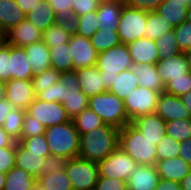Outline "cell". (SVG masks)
<instances>
[{"label": "cell", "instance_id": "21", "mask_svg": "<svg viewBox=\"0 0 191 190\" xmlns=\"http://www.w3.org/2000/svg\"><path fill=\"white\" fill-rule=\"evenodd\" d=\"M50 155V153H30L19 142H16L15 167L25 170L37 179L42 171L45 158Z\"/></svg>", "mask_w": 191, "mask_h": 190}, {"label": "cell", "instance_id": "8", "mask_svg": "<svg viewBox=\"0 0 191 190\" xmlns=\"http://www.w3.org/2000/svg\"><path fill=\"white\" fill-rule=\"evenodd\" d=\"M99 177L115 178L127 181L130 174L137 167L134 161L126 152L118 147L104 160L97 162Z\"/></svg>", "mask_w": 191, "mask_h": 190}, {"label": "cell", "instance_id": "35", "mask_svg": "<svg viewBox=\"0 0 191 190\" xmlns=\"http://www.w3.org/2000/svg\"><path fill=\"white\" fill-rule=\"evenodd\" d=\"M36 181L46 190H73L72 182L65 169L55 171L44 177H38Z\"/></svg>", "mask_w": 191, "mask_h": 190}, {"label": "cell", "instance_id": "7", "mask_svg": "<svg viewBox=\"0 0 191 190\" xmlns=\"http://www.w3.org/2000/svg\"><path fill=\"white\" fill-rule=\"evenodd\" d=\"M147 18V11L133 9L124 5L117 30L121 43L127 44L146 37Z\"/></svg>", "mask_w": 191, "mask_h": 190}, {"label": "cell", "instance_id": "63", "mask_svg": "<svg viewBox=\"0 0 191 190\" xmlns=\"http://www.w3.org/2000/svg\"><path fill=\"white\" fill-rule=\"evenodd\" d=\"M183 104L187 107V109L189 110V113L191 115V91L180 96Z\"/></svg>", "mask_w": 191, "mask_h": 190}, {"label": "cell", "instance_id": "1", "mask_svg": "<svg viewBox=\"0 0 191 190\" xmlns=\"http://www.w3.org/2000/svg\"><path fill=\"white\" fill-rule=\"evenodd\" d=\"M120 129L103 124L80 134L79 156L82 159L99 162L119 147Z\"/></svg>", "mask_w": 191, "mask_h": 190}, {"label": "cell", "instance_id": "14", "mask_svg": "<svg viewBox=\"0 0 191 190\" xmlns=\"http://www.w3.org/2000/svg\"><path fill=\"white\" fill-rule=\"evenodd\" d=\"M156 113L166 122L176 119H190L191 115L180 97L163 91L160 93Z\"/></svg>", "mask_w": 191, "mask_h": 190}, {"label": "cell", "instance_id": "38", "mask_svg": "<svg viewBox=\"0 0 191 190\" xmlns=\"http://www.w3.org/2000/svg\"><path fill=\"white\" fill-rule=\"evenodd\" d=\"M26 110L14 108L6 117L2 127L17 142L22 134Z\"/></svg>", "mask_w": 191, "mask_h": 190}, {"label": "cell", "instance_id": "57", "mask_svg": "<svg viewBox=\"0 0 191 190\" xmlns=\"http://www.w3.org/2000/svg\"><path fill=\"white\" fill-rule=\"evenodd\" d=\"M181 149L179 150V156L188 164L191 165V138H188L181 142Z\"/></svg>", "mask_w": 191, "mask_h": 190}, {"label": "cell", "instance_id": "44", "mask_svg": "<svg viewBox=\"0 0 191 190\" xmlns=\"http://www.w3.org/2000/svg\"><path fill=\"white\" fill-rule=\"evenodd\" d=\"M88 101L89 98L81 91L80 96L66 97L62 105L72 119L88 108Z\"/></svg>", "mask_w": 191, "mask_h": 190}, {"label": "cell", "instance_id": "17", "mask_svg": "<svg viewBox=\"0 0 191 190\" xmlns=\"http://www.w3.org/2000/svg\"><path fill=\"white\" fill-rule=\"evenodd\" d=\"M148 140L155 142V145L166 135V121L156 112L139 116L131 121Z\"/></svg>", "mask_w": 191, "mask_h": 190}, {"label": "cell", "instance_id": "26", "mask_svg": "<svg viewBox=\"0 0 191 190\" xmlns=\"http://www.w3.org/2000/svg\"><path fill=\"white\" fill-rule=\"evenodd\" d=\"M34 75L51 68L49 47L41 40L24 47Z\"/></svg>", "mask_w": 191, "mask_h": 190}, {"label": "cell", "instance_id": "43", "mask_svg": "<svg viewBox=\"0 0 191 190\" xmlns=\"http://www.w3.org/2000/svg\"><path fill=\"white\" fill-rule=\"evenodd\" d=\"M97 19L96 11L79 16L77 34L90 39L98 30Z\"/></svg>", "mask_w": 191, "mask_h": 190}, {"label": "cell", "instance_id": "51", "mask_svg": "<svg viewBox=\"0 0 191 190\" xmlns=\"http://www.w3.org/2000/svg\"><path fill=\"white\" fill-rule=\"evenodd\" d=\"M68 159L63 156L50 155L43 162L42 171L38 177L53 174L55 171L65 169Z\"/></svg>", "mask_w": 191, "mask_h": 190}, {"label": "cell", "instance_id": "65", "mask_svg": "<svg viewBox=\"0 0 191 190\" xmlns=\"http://www.w3.org/2000/svg\"><path fill=\"white\" fill-rule=\"evenodd\" d=\"M6 180V173L0 171V190L4 189Z\"/></svg>", "mask_w": 191, "mask_h": 190}, {"label": "cell", "instance_id": "40", "mask_svg": "<svg viewBox=\"0 0 191 190\" xmlns=\"http://www.w3.org/2000/svg\"><path fill=\"white\" fill-rule=\"evenodd\" d=\"M180 146L181 142L176 141L168 135H164L156 145L157 161L178 157L179 150L181 149Z\"/></svg>", "mask_w": 191, "mask_h": 190}, {"label": "cell", "instance_id": "32", "mask_svg": "<svg viewBox=\"0 0 191 190\" xmlns=\"http://www.w3.org/2000/svg\"><path fill=\"white\" fill-rule=\"evenodd\" d=\"M138 87V79L132 69H129L119 73V76L114 80V84L109 91L124 100L133 89Z\"/></svg>", "mask_w": 191, "mask_h": 190}, {"label": "cell", "instance_id": "39", "mask_svg": "<svg viewBox=\"0 0 191 190\" xmlns=\"http://www.w3.org/2000/svg\"><path fill=\"white\" fill-rule=\"evenodd\" d=\"M165 127L166 135L172 137L176 141L183 142L191 138V118L167 121Z\"/></svg>", "mask_w": 191, "mask_h": 190}, {"label": "cell", "instance_id": "25", "mask_svg": "<svg viewBox=\"0 0 191 190\" xmlns=\"http://www.w3.org/2000/svg\"><path fill=\"white\" fill-rule=\"evenodd\" d=\"M10 80H31L34 71L23 47L11 46Z\"/></svg>", "mask_w": 191, "mask_h": 190}, {"label": "cell", "instance_id": "13", "mask_svg": "<svg viewBox=\"0 0 191 190\" xmlns=\"http://www.w3.org/2000/svg\"><path fill=\"white\" fill-rule=\"evenodd\" d=\"M69 47L73 56V70L96 65L98 52L90 39L78 34L71 35Z\"/></svg>", "mask_w": 191, "mask_h": 190}, {"label": "cell", "instance_id": "28", "mask_svg": "<svg viewBox=\"0 0 191 190\" xmlns=\"http://www.w3.org/2000/svg\"><path fill=\"white\" fill-rule=\"evenodd\" d=\"M56 15L54 10L45 0L33 8L27 15L26 20L31 22L41 32L47 30L51 25L55 24Z\"/></svg>", "mask_w": 191, "mask_h": 190}, {"label": "cell", "instance_id": "50", "mask_svg": "<svg viewBox=\"0 0 191 190\" xmlns=\"http://www.w3.org/2000/svg\"><path fill=\"white\" fill-rule=\"evenodd\" d=\"M174 32L181 52L191 49V23L183 22L181 25L174 27Z\"/></svg>", "mask_w": 191, "mask_h": 190}, {"label": "cell", "instance_id": "59", "mask_svg": "<svg viewBox=\"0 0 191 190\" xmlns=\"http://www.w3.org/2000/svg\"><path fill=\"white\" fill-rule=\"evenodd\" d=\"M43 0H16L18 7L27 15L33 8L40 5Z\"/></svg>", "mask_w": 191, "mask_h": 190}, {"label": "cell", "instance_id": "4", "mask_svg": "<svg viewBox=\"0 0 191 190\" xmlns=\"http://www.w3.org/2000/svg\"><path fill=\"white\" fill-rule=\"evenodd\" d=\"M133 63L126 44L121 43L98 53L95 67L101 71L104 85L109 91L119 73L131 69Z\"/></svg>", "mask_w": 191, "mask_h": 190}, {"label": "cell", "instance_id": "49", "mask_svg": "<svg viewBox=\"0 0 191 190\" xmlns=\"http://www.w3.org/2000/svg\"><path fill=\"white\" fill-rule=\"evenodd\" d=\"M10 56L11 45L4 40L0 43V80L4 82L10 80Z\"/></svg>", "mask_w": 191, "mask_h": 190}, {"label": "cell", "instance_id": "27", "mask_svg": "<svg viewBox=\"0 0 191 190\" xmlns=\"http://www.w3.org/2000/svg\"><path fill=\"white\" fill-rule=\"evenodd\" d=\"M26 19L16 0H0V32L4 35Z\"/></svg>", "mask_w": 191, "mask_h": 190}, {"label": "cell", "instance_id": "31", "mask_svg": "<svg viewBox=\"0 0 191 190\" xmlns=\"http://www.w3.org/2000/svg\"><path fill=\"white\" fill-rule=\"evenodd\" d=\"M51 66L60 73L73 71V56L69 43L49 47Z\"/></svg>", "mask_w": 191, "mask_h": 190}, {"label": "cell", "instance_id": "66", "mask_svg": "<svg viewBox=\"0 0 191 190\" xmlns=\"http://www.w3.org/2000/svg\"><path fill=\"white\" fill-rule=\"evenodd\" d=\"M186 55L187 63L191 72V49L184 52Z\"/></svg>", "mask_w": 191, "mask_h": 190}, {"label": "cell", "instance_id": "5", "mask_svg": "<svg viewBox=\"0 0 191 190\" xmlns=\"http://www.w3.org/2000/svg\"><path fill=\"white\" fill-rule=\"evenodd\" d=\"M88 108L94 111L104 124L118 129L131 123L125 111L124 100L110 91L90 97Z\"/></svg>", "mask_w": 191, "mask_h": 190}, {"label": "cell", "instance_id": "16", "mask_svg": "<svg viewBox=\"0 0 191 190\" xmlns=\"http://www.w3.org/2000/svg\"><path fill=\"white\" fill-rule=\"evenodd\" d=\"M133 64H157L158 46L155 40L142 37L126 44Z\"/></svg>", "mask_w": 191, "mask_h": 190}, {"label": "cell", "instance_id": "60", "mask_svg": "<svg viewBox=\"0 0 191 190\" xmlns=\"http://www.w3.org/2000/svg\"><path fill=\"white\" fill-rule=\"evenodd\" d=\"M13 109L14 107L6 99L0 101V126L3 125L6 117Z\"/></svg>", "mask_w": 191, "mask_h": 190}, {"label": "cell", "instance_id": "58", "mask_svg": "<svg viewBox=\"0 0 191 190\" xmlns=\"http://www.w3.org/2000/svg\"><path fill=\"white\" fill-rule=\"evenodd\" d=\"M155 190H181V183L160 178Z\"/></svg>", "mask_w": 191, "mask_h": 190}, {"label": "cell", "instance_id": "29", "mask_svg": "<svg viewBox=\"0 0 191 190\" xmlns=\"http://www.w3.org/2000/svg\"><path fill=\"white\" fill-rule=\"evenodd\" d=\"M188 5L176 1L164 0L156 11L161 14L173 27L186 21Z\"/></svg>", "mask_w": 191, "mask_h": 190}, {"label": "cell", "instance_id": "48", "mask_svg": "<svg viewBox=\"0 0 191 190\" xmlns=\"http://www.w3.org/2000/svg\"><path fill=\"white\" fill-rule=\"evenodd\" d=\"M19 143L30 153H50L44 134L24 138Z\"/></svg>", "mask_w": 191, "mask_h": 190}, {"label": "cell", "instance_id": "20", "mask_svg": "<svg viewBox=\"0 0 191 190\" xmlns=\"http://www.w3.org/2000/svg\"><path fill=\"white\" fill-rule=\"evenodd\" d=\"M78 76L80 90L88 97L107 92L101 71L95 66L75 69Z\"/></svg>", "mask_w": 191, "mask_h": 190}, {"label": "cell", "instance_id": "56", "mask_svg": "<svg viewBox=\"0 0 191 190\" xmlns=\"http://www.w3.org/2000/svg\"><path fill=\"white\" fill-rule=\"evenodd\" d=\"M54 10L55 15L66 9H72L73 0H45Z\"/></svg>", "mask_w": 191, "mask_h": 190}, {"label": "cell", "instance_id": "54", "mask_svg": "<svg viewBox=\"0 0 191 190\" xmlns=\"http://www.w3.org/2000/svg\"><path fill=\"white\" fill-rule=\"evenodd\" d=\"M96 190H127V181L115 178L98 177Z\"/></svg>", "mask_w": 191, "mask_h": 190}, {"label": "cell", "instance_id": "47", "mask_svg": "<svg viewBox=\"0 0 191 190\" xmlns=\"http://www.w3.org/2000/svg\"><path fill=\"white\" fill-rule=\"evenodd\" d=\"M45 129L46 127L40 121L25 113L22 125V134L17 142H20L24 138L43 135L45 133Z\"/></svg>", "mask_w": 191, "mask_h": 190}, {"label": "cell", "instance_id": "62", "mask_svg": "<svg viewBox=\"0 0 191 190\" xmlns=\"http://www.w3.org/2000/svg\"><path fill=\"white\" fill-rule=\"evenodd\" d=\"M181 190H191V170L190 172L182 179Z\"/></svg>", "mask_w": 191, "mask_h": 190}, {"label": "cell", "instance_id": "18", "mask_svg": "<svg viewBox=\"0 0 191 190\" xmlns=\"http://www.w3.org/2000/svg\"><path fill=\"white\" fill-rule=\"evenodd\" d=\"M159 180L156 165H137L127 179V190H155Z\"/></svg>", "mask_w": 191, "mask_h": 190}, {"label": "cell", "instance_id": "45", "mask_svg": "<svg viewBox=\"0 0 191 190\" xmlns=\"http://www.w3.org/2000/svg\"><path fill=\"white\" fill-rule=\"evenodd\" d=\"M55 24L70 35L77 34L78 17L73 13L72 9L58 12L56 14Z\"/></svg>", "mask_w": 191, "mask_h": 190}, {"label": "cell", "instance_id": "11", "mask_svg": "<svg viewBox=\"0 0 191 190\" xmlns=\"http://www.w3.org/2000/svg\"><path fill=\"white\" fill-rule=\"evenodd\" d=\"M80 84L75 70L61 73L54 85L40 91L36 98L47 102H64L66 97L80 96Z\"/></svg>", "mask_w": 191, "mask_h": 190}, {"label": "cell", "instance_id": "19", "mask_svg": "<svg viewBox=\"0 0 191 190\" xmlns=\"http://www.w3.org/2000/svg\"><path fill=\"white\" fill-rule=\"evenodd\" d=\"M156 66L164 85L169 83L170 80H174V78L185 77V74L190 72L184 52L158 61Z\"/></svg>", "mask_w": 191, "mask_h": 190}, {"label": "cell", "instance_id": "23", "mask_svg": "<svg viewBox=\"0 0 191 190\" xmlns=\"http://www.w3.org/2000/svg\"><path fill=\"white\" fill-rule=\"evenodd\" d=\"M156 168L160 178L181 182L190 172L191 165L178 156L157 161Z\"/></svg>", "mask_w": 191, "mask_h": 190}, {"label": "cell", "instance_id": "37", "mask_svg": "<svg viewBox=\"0 0 191 190\" xmlns=\"http://www.w3.org/2000/svg\"><path fill=\"white\" fill-rule=\"evenodd\" d=\"M71 120L79 134L87 133L104 124L101 118L89 108L85 109Z\"/></svg>", "mask_w": 191, "mask_h": 190}, {"label": "cell", "instance_id": "30", "mask_svg": "<svg viewBox=\"0 0 191 190\" xmlns=\"http://www.w3.org/2000/svg\"><path fill=\"white\" fill-rule=\"evenodd\" d=\"M36 182L31 174L23 169L13 167L6 173L5 186L3 190H32Z\"/></svg>", "mask_w": 191, "mask_h": 190}, {"label": "cell", "instance_id": "24", "mask_svg": "<svg viewBox=\"0 0 191 190\" xmlns=\"http://www.w3.org/2000/svg\"><path fill=\"white\" fill-rule=\"evenodd\" d=\"M141 87L162 93L165 85L157 72L156 64H133L131 67Z\"/></svg>", "mask_w": 191, "mask_h": 190}, {"label": "cell", "instance_id": "41", "mask_svg": "<svg viewBox=\"0 0 191 190\" xmlns=\"http://www.w3.org/2000/svg\"><path fill=\"white\" fill-rule=\"evenodd\" d=\"M61 73L54 68H49L42 73H38L32 77V85L37 95L40 91L54 85L60 79Z\"/></svg>", "mask_w": 191, "mask_h": 190}, {"label": "cell", "instance_id": "42", "mask_svg": "<svg viewBox=\"0 0 191 190\" xmlns=\"http://www.w3.org/2000/svg\"><path fill=\"white\" fill-rule=\"evenodd\" d=\"M70 38L71 35L56 24L51 25L47 30L42 32V41L48 47L67 44Z\"/></svg>", "mask_w": 191, "mask_h": 190}, {"label": "cell", "instance_id": "61", "mask_svg": "<svg viewBox=\"0 0 191 190\" xmlns=\"http://www.w3.org/2000/svg\"><path fill=\"white\" fill-rule=\"evenodd\" d=\"M16 141L0 126V148L12 146Z\"/></svg>", "mask_w": 191, "mask_h": 190}, {"label": "cell", "instance_id": "55", "mask_svg": "<svg viewBox=\"0 0 191 190\" xmlns=\"http://www.w3.org/2000/svg\"><path fill=\"white\" fill-rule=\"evenodd\" d=\"M164 0H123L125 6L144 10L147 12L155 11Z\"/></svg>", "mask_w": 191, "mask_h": 190}, {"label": "cell", "instance_id": "68", "mask_svg": "<svg viewBox=\"0 0 191 190\" xmlns=\"http://www.w3.org/2000/svg\"><path fill=\"white\" fill-rule=\"evenodd\" d=\"M170 1L180 2V3L188 5V6L191 5V0H170Z\"/></svg>", "mask_w": 191, "mask_h": 190}, {"label": "cell", "instance_id": "52", "mask_svg": "<svg viewBox=\"0 0 191 190\" xmlns=\"http://www.w3.org/2000/svg\"><path fill=\"white\" fill-rule=\"evenodd\" d=\"M16 142L9 147L0 148V171L7 173L15 167Z\"/></svg>", "mask_w": 191, "mask_h": 190}, {"label": "cell", "instance_id": "34", "mask_svg": "<svg viewBox=\"0 0 191 190\" xmlns=\"http://www.w3.org/2000/svg\"><path fill=\"white\" fill-rule=\"evenodd\" d=\"M93 47L98 53L104 52L116 45L121 44L117 30L102 28L97 30L90 38Z\"/></svg>", "mask_w": 191, "mask_h": 190}, {"label": "cell", "instance_id": "6", "mask_svg": "<svg viewBox=\"0 0 191 190\" xmlns=\"http://www.w3.org/2000/svg\"><path fill=\"white\" fill-rule=\"evenodd\" d=\"M65 171L72 182L73 190L93 189L99 177L97 162L80 157L69 159Z\"/></svg>", "mask_w": 191, "mask_h": 190}, {"label": "cell", "instance_id": "9", "mask_svg": "<svg viewBox=\"0 0 191 190\" xmlns=\"http://www.w3.org/2000/svg\"><path fill=\"white\" fill-rule=\"evenodd\" d=\"M160 93L139 86L124 99L125 111L130 122L135 118L155 113Z\"/></svg>", "mask_w": 191, "mask_h": 190}, {"label": "cell", "instance_id": "53", "mask_svg": "<svg viewBox=\"0 0 191 190\" xmlns=\"http://www.w3.org/2000/svg\"><path fill=\"white\" fill-rule=\"evenodd\" d=\"M100 2V0H73L72 11L77 17L89 12H95L99 7Z\"/></svg>", "mask_w": 191, "mask_h": 190}, {"label": "cell", "instance_id": "71", "mask_svg": "<svg viewBox=\"0 0 191 190\" xmlns=\"http://www.w3.org/2000/svg\"><path fill=\"white\" fill-rule=\"evenodd\" d=\"M32 190H37V181H36L35 184L33 185Z\"/></svg>", "mask_w": 191, "mask_h": 190}, {"label": "cell", "instance_id": "3", "mask_svg": "<svg viewBox=\"0 0 191 190\" xmlns=\"http://www.w3.org/2000/svg\"><path fill=\"white\" fill-rule=\"evenodd\" d=\"M44 136L51 155L68 160L79 156L80 134L71 121L46 127Z\"/></svg>", "mask_w": 191, "mask_h": 190}, {"label": "cell", "instance_id": "67", "mask_svg": "<svg viewBox=\"0 0 191 190\" xmlns=\"http://www.w3.org/2000/svg\"><path fill=\"white\" fill-rule=\"evenodd\" d=\"M186 21L191 23V5L188 7Z\"/></svg>", "mask_w": 191, "mask_h": 190}, {"label": "cell", "instance_id": "10", "mask_svg": "<svg viewBox=\"0 0 191 190\" xmlns=\"http://www.w3.org/2000/svg\"><path fill=\"white\" fill-rule=\"evenodd\" d=\"M26 113L36 118L45 127L71 121L62 103L56 101L47 102L36 98L29 104Z\"/></svg>", "mask_w": 191, "mask_h": 190}, {"label": "cell", "instance_id": "15", "mask_svg": "<svg viewBox=\"0 0 191 190\" xmlns=\"http://www.w3.org/2000/svg\"><path fill=\"white\" fill-rule=\"evenodd\" d=\"M4 40L11 46L24 48L27 45L41 41L42 32L25 19L4 34Z\"/></svg>", "mask_w": 191, "mask_h": 190}, {"label": "cell", "instance_id": "2", "mask_svg": "<svg viewBox=\"0 0 191 190\" xmlns=\"http://www.w3.org/2000/svg\"><path fill=\"white\" fill-rule=\"evenodd\" d=\"M119 147L136 161L137 165H156L155 142L148 140L131 123L120 129Z\"/></svg>", "mask_w": 191, "mask_h": 190}, {"label": "cell", "instance_id": "46", "mask_svg": "<svg viewBox=\"0 0 191 190\" xmlns=\"http://www.w3.org/2000/svg\"><path fill=\"white\" fill-rule=\"evenodd\" d=\"M165 92L178 97L191 91V72L185 74V77L174 78L165 85Z\"/></svg>", "mask_w": 191, "mask_h": 190}, {"label": "cell", "instance_id": "36", "mask_svg": "<svg viewBox=\"0 0 191 190\" xmlns=\"http://www.w3.org/2000/svg\"><path fill=\"white\" fill-rule=\"evenodd\" d=\"M155 43L158 46L159 61L172 56H177L181 53L177 44L174 29L167 33H163L159 39L155 40Z\"/></svg>", "mask_w": 191, "mask_h": 190}, {"label": "cell", "instance_id": "22", "mask_svg": "<svg viewBox=\"0 0 191 190\" xmlns=\"http://www.w3.org/2000/svg\"><path fill=\"white\" fill-rule=\"evenodd\" d=\"M123 0L101 1L96 11L98 30L102 28L118 30Z\"/></svg>", "mask_w": 191, "mask_h": 190}, {"label": "cell", "instance_id": "33", "mask_svg": "<svg viewBox=\"0 0 191 190\" xmlns=\"http://www.w3.org/2000/svg\"><path fill=\"white\" fill-rule=\"evenodd\" d=\"M146 27V37L151 40H157L163 33H167L174 29V27L156 10L148 12Z\"/></svg>", "mask_w": 191, "mask_h": 190}, {"label": "cell", "instance_id": "70", "mask_svg": "<svg viewBox=\"0 0 191 190\" xmlns=\"http://www.w3.org/2000/svg\"><path fill=\"white\" fill-rule=\"evenodd\" d=\"M4 41V35L0 32V43Z\"/></svg>", "mask_w": 191, "mask_h": 190}, {"label": "cell", "instance_id": "12", "mask_svg": "<svg viewBox=\"0 0 191 190\" xmlns=\"http://www.w3.org/2000/svg\"><path fill=\"white\" fill-rule=\"evenodd\" d=\"M5 99L14 108L26 110L29 104L36 99L32 80L11 79L5 82Z\"/></svg>", "mask_w": 191, "mask_h": 190}, {"label": "cell", "instance_id": "69", "mask_svg": "<svg viewBox=\"0 0 191 190\" xmlns=\"http://www.w3.org/2000/svg\"><path fill=\"white\" fill-rule=\"evenodd\" d=\"M37 190H46V189L37 182Z\"/></svg>", "mask_w": 191, "mask_h": 190}, {"label": "cell", "instance_id": "64", "mask_svg": "<svg viewBox=\"0 0 191 190\" xmlns=\"http://www.w3.org/2000/svg\"><path fill=\"white\" fill-rule=\"evenodd\" d=\"M5 99V82L0 80V101Z\"/></svg>", "mask_w": 191, "mask_h": 190}]
</instances>
